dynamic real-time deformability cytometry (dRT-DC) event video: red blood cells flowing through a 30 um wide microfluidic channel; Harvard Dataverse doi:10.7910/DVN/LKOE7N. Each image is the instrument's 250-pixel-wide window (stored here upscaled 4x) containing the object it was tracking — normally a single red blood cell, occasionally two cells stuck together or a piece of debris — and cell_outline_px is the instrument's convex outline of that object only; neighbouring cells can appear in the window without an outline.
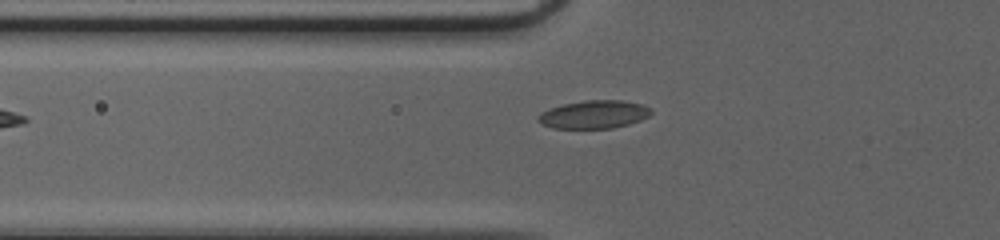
{"species": "common noctule bat (a hibernating species)", "species_latin": "Nyctalus noctula", "temperature_condition": "cold", "stored_images_in_passage": 33, "camera_frame_rate_fps": 3000, "um_per_image_px": 0.085, "animal": {"sex": "female", "body_mass_g": 20.0, "forearm_length_mm": 54.0}, "frame": {"image": 1, "passage_image": 4, "time_ms": 1.0, "image_size_px": [1000, 240], "cell_outline_px": [[652, 112], [648, 116], [640, 120], [628, 124], [612, 128], [552, 128], [536, 120], [536, 116], [540, 112], [548, 108], [564, 104], [584, 100], [620, 100], [644, 104], [652, 108]], "centroid_in_image_um": [50.48, 9.72], "position_along_channel_um": 75.3, "area_um2": 18.61}}
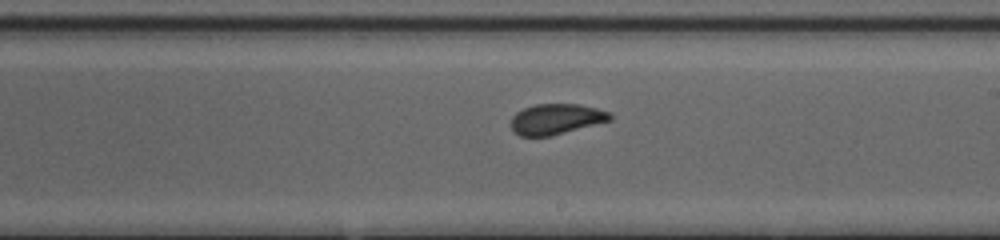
{"frame": {"image": 2, "passage_image": 16, "time_ms": 5.0, "image_size_px": [1000, 240], "cell_outline_px": [[612, 120], [552, 136], [520, 136], [512, 128], [512, 116], [516, 112], [524, 108], [536, 104], [580, 104], [612, 112]], "centroid_in_image_um": [47.31, 10.12], "position_along_channel_um": 241.7, "area_um2": 17.69}}
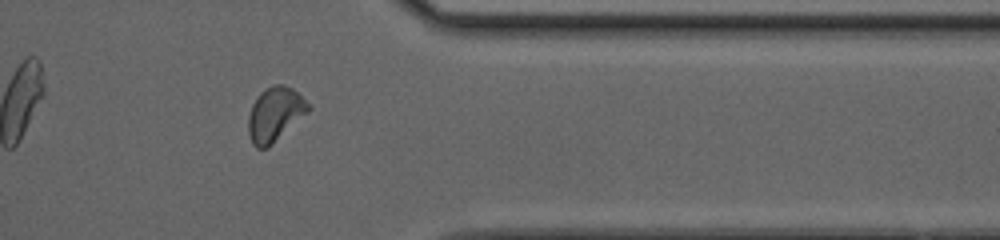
{"frame": {"image": 3, "passage_image": 27, "time_ms": 8.667, "image_size_px": [1000, 240], "cell_outline_px": [[312, 108], [308, 112], [268, 148], [256, 148], [252, 144], [248, 132], [248, 116], [252, 104], [260, 92], [264, 88], [276, 84], [284, 84], [292, 88]], "centroid_in_image_um": [23.34, 9.72], "position_along_channel_um": 388.1, "area_um2": 18.9}}